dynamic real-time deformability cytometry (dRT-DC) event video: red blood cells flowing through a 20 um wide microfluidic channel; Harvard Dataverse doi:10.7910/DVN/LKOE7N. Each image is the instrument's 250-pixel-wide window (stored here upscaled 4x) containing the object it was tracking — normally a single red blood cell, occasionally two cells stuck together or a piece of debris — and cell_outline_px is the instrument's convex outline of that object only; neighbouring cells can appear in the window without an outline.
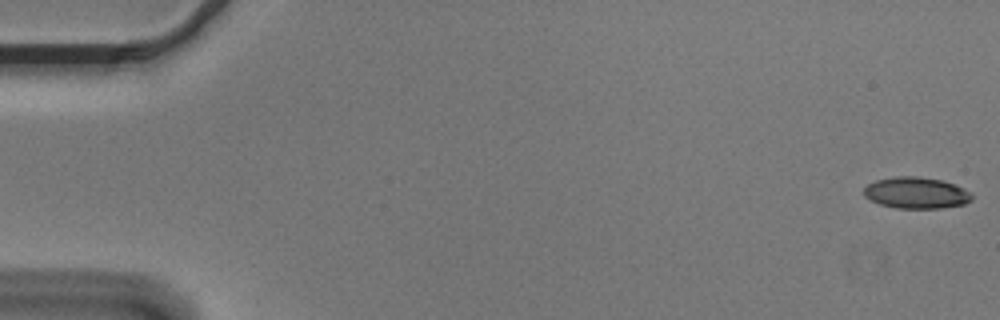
{"species": "Egyptian fruit bat (a non-hibernating species)", "species_latin": "Rousettus aegyptiacus", "temperature_condition": "cold", "stored_images_in_passage": 55, "camera_frame_rate_fps": 3000, "um_per_image_px": 0.085, "animal": {"sex": "male"}, "frame": {"image": 1, "passage_image": 1, "time_ms": 0.0, "image_size_px": [1000, 320], "cell_outline_px": [[972, 200], [964, 204], [940, 208], [896, 208], [880, 204], [864, 196], [864, 188], [868, 184], [876, 180], [896, 176], [920, 176], [940, 180], [964, 188], [972, 192]], "centroid_in_image_um": [77.89, 16.39], "position_along_channel_um": 7.1, "area_um2": 19.71}}
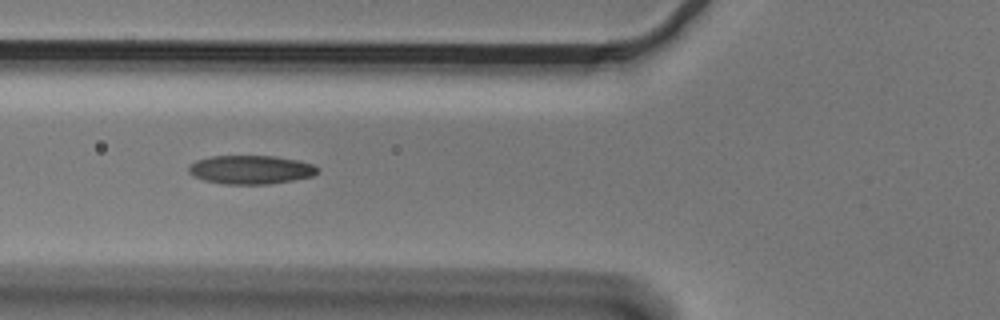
{"frame": {"image": 2, "passage_image": 21, "time_ms": 6.667, "image_size_px": [1000, 320], "cell_outline_px": [[320, 172], [312, 176], [292, 180], [268, 184], [224, 184], [204, 180], [192, 176], [188, 172], [188, 164], [196, 160], [212, 156], [276, 156], [300, 160], [316, 164], [320, 168]], "centroid_in_image_um": [21.34, 14.41], "position_along_channel_um": 104.5, "area_um2": 21.91}}
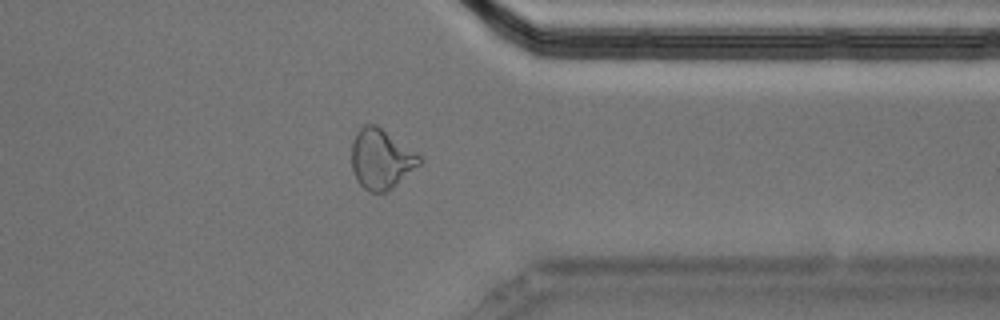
{"frame": {"image": 3, "passage_image": 44, "time_ms": 14.333, "image_size_px": [1000, 320], "cell_outline_px": [[424, 160], [420, 164], [388, 192], [372, 192], [364, 188], [356, 180], [352, 168], [352, 140], [356, 132], [364, 124], [376, 124], [416, 152]], "centroid_in_image_um": [32.39, 13.51], "position_along_channel_um": 379.0, "area_um2": 23.7}, "authors_computed_cell_mechanics": {"area_um2": 21.2126, "velocity_mm_per_s": 3.6419, "shape_relaxation_time_tau1_ms": 7.8501, "shape_relaxation_time_tau2_ms": 2.4405, "deformation_change_tau1": 0.1954, "deformation_change_tau2": 0.0832}}